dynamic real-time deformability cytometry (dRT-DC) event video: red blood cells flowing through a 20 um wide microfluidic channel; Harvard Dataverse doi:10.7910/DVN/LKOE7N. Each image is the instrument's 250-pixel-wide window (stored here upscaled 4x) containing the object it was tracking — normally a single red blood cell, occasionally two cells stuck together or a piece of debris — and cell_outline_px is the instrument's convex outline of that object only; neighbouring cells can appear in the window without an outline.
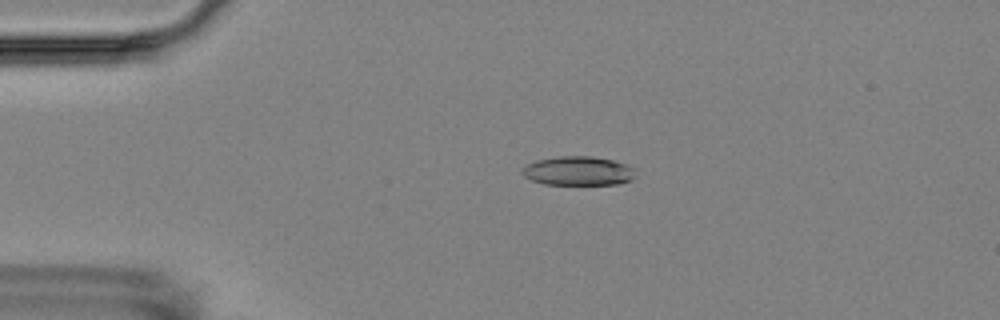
{"species": "Egyptian fruit bat (a non-hibernating species)", "species_latin": "Rousettus aegyptiacus", "temperature_condition": "room temperature", "stored_images_in_passage": 4, "camera_frame_rate_fps": 3000, "um_per_image_px": 0.085, "animal": {"sex": "female"}, "frame": {"image": 1, "passage_image": 3, "time_ms": 3.667, "image_size_px": [1000, 320], "cell_outline_px": [[632, 180], [620, 184], [544, 184], [532, 180], [524, 176], [520, 172], [528, 164], [536, 160], [560, 156], [592, 156], [612, 160], [628, 164], [632, 168]], "centroid_in_image_um": [49.13, 14.52], "position_along_channel_um": 35.9, "area_um2": 19.02}}